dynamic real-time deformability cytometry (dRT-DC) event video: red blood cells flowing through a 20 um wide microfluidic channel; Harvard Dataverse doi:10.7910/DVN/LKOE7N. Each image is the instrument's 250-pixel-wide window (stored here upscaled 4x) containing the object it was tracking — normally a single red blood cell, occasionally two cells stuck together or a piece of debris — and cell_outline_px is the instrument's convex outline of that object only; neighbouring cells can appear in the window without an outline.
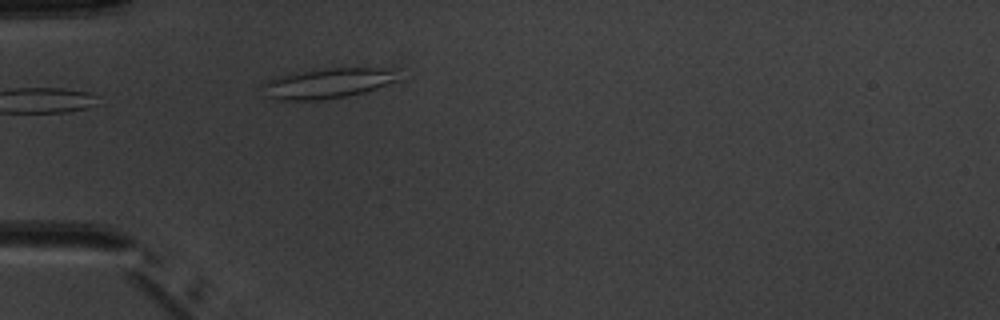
{"species": "common noctule bat (a hibernating species)", "species_latin": "Nyctalus noctula", "temperature_condition": "warm", "stored_images_in_passage": 3, "camera_frame_rate_fps": 3000, "um_per_image_px": 0.085, "animal": {"sex": "male", "body_mass_g": 20.1, "forearm_length_mm": 53.5}, "frame": {"image": 1, "passage_image": 3, "time_ms": 2.333, "image_size_px": [1000, 320], "cell_outline_px": [[400, 80], [364, 92], [348, 96], [320, 100], [276, 100], [268, 96], [264, 84], [268, 80], [280, 76], [324, 68], [396, 68]], "centroid_in_image_um": [27.96, 7.07], "position_along_channel_um": 57.0, "area_um2": 23.58}}